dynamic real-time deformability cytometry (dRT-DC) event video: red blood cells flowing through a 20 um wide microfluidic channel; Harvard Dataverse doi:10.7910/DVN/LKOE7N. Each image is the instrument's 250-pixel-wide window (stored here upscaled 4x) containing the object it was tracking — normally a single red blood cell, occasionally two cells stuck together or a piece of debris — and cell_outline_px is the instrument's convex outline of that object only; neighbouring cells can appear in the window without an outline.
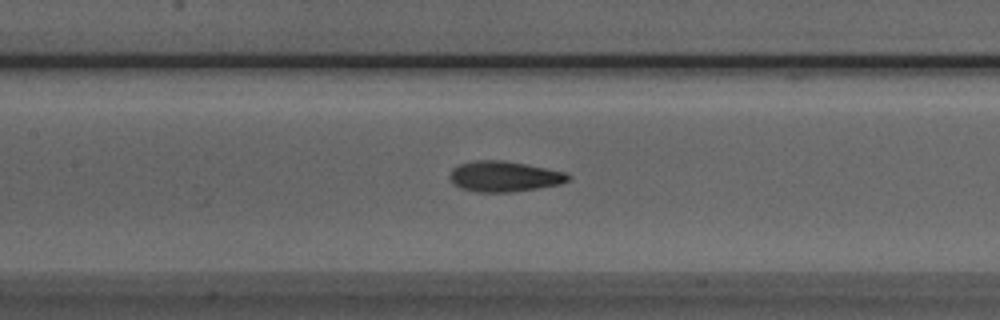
{"species": "Egyptian fruit bat (a non-hibernating species)", "species_latin": "Rousettus aegyptiacus", "temperature_condition": "room temperature", "stored_images_in_passage": 41, "camera_frame_rate_fps": 3000, "um_per_image_px": 0.085, "animal": {"sex": "male"}, "frame": {"image": 1, "passage_image": 17, "time_ms": 5.333, "image_size_px": [1000, 320], "cell_outline_px": [[572, 180], [560, 184], [536, 188], [508, 192], [476, 192], [460, 188], [452, 184], [448, 176], [452, 168], [460, 164], [476, 160], [504, 160], [568, 172], [572, 176]], "centroid_in_image_um": [42.86, 14.99], "position_along_channel_um": 164.5, "area_um2": 21.33}}
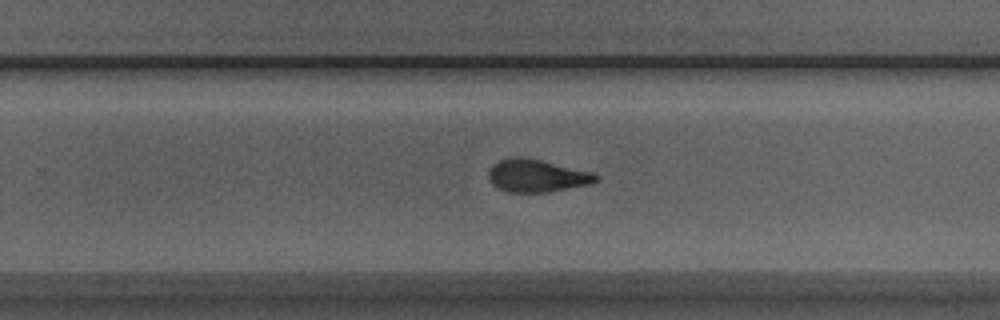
{"frame": {"image": 2, "passage_image": 26, "time_ms": 8.333, "image_size_px": [1000, 320], "cell_outline_px": [[600, 180], [588, 184], [548, 192], [508, 192], [492, 184], [488, 176], [488, 172], [492, 164], [500, 160], [512, 156], [520, 156], [540, 160], [592, 172], [600, 176]], "centroid_in_image_um": [45.62, 14.93], "position_along_channel_um": 284.2, "area_um2": 20.35}}
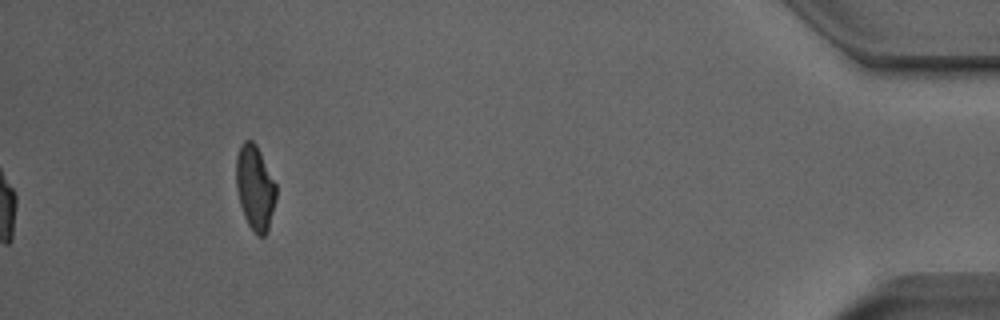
{"frame": {"image": 3, "passage_image": 41, "time_ms": 13.333, "image_size_px": [1000, 320], "cell_outline_px": [[276, 200], [268, 228], [264, 236], [256, 236], [248, 224], [244, 216], [240, 204], [236, 188], [236, 156], [240, 144], [244, 140], [252, 140], [256, 144], [276, 184]], "centroid_in_image_um": [21.66, 15.94], "position_along_channel_um": 413.5, "area_um2": 19.77}, "authors_computed_cell_mechanics": {"area_um2": 20.6346, "velocity_mm_per_s": 4.0043, "shape_relaxation_time_tau1_ms": 5.5423, "shape_relaxation_time_tau2_ms": 2.2638, "deformation_change_tau1": 0.1724, "deformation_change_tau2": 0.1024}}